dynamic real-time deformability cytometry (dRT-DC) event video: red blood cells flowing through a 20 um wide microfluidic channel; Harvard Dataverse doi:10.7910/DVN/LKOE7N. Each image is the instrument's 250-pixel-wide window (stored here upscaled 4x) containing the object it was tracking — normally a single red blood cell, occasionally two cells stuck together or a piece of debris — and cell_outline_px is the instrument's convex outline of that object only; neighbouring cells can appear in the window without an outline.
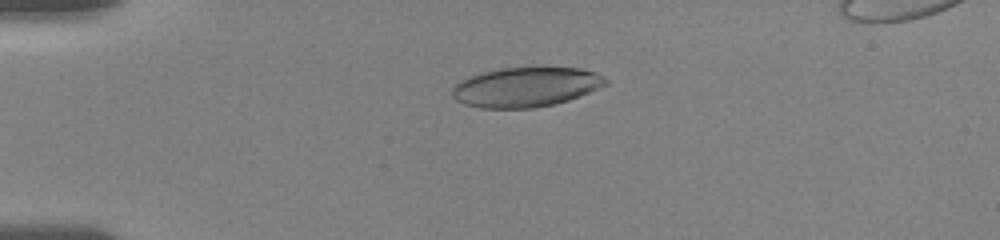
{"species": "human", "species_latin": "Homo sapiens", "temperature_condition": "room temperature", "stored_images_in_passage": 64, "camera_frame_rate_fps": 3000, "um_per_image_px": 0.085, "donor": {"sex": "female"}, "frame": {"image": 1, "passage_image": 13, "time_ms": 4.333, "image_size_px": [1000, 240], "cell_outline_px": [[608, 84], [568, 100], [556, 104], [532, 108], [480, 108], [464, 104], [456, 100], [452, 96], [452, 88], [460, 80], [468, 76], [480, 72], [500, 68], [580, 68], [592, 72], [608, 80]], "centroid_in_image_um": [44.63, 7.41], "position_along_channel_um": 40.4, "area_um2": 35.32}}
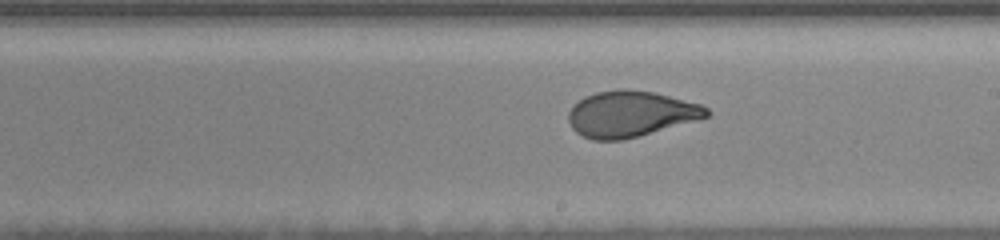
{"frame": {"image": 2, "passage_image": 36, "time_ms": 10.667, "image_size_px": [1000, 240], "cell_outline_px": [[712, 112], [708, 116], [696, 120], [624, 140], [592, 140], [576, 132], [572, 128], [568, 120], [568, 112], [572, 104], [584, 96], [596, 92], [620, 88], [628, 88], [652, 92], [700, 104], [708, 108]], "centroid_in_image_um": [53.55, 9.67], "position_along_channel_um": 235.4, "area_um2": 37.05}}
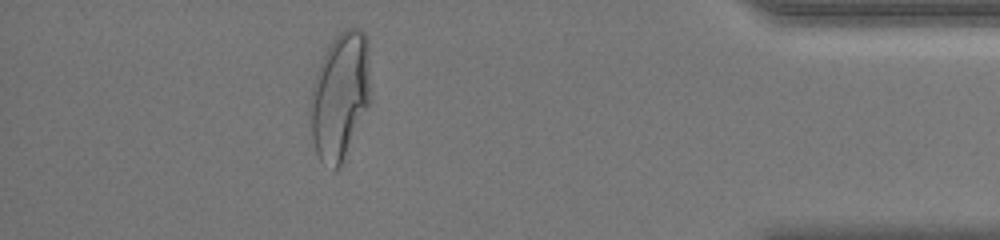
{"frame": {"image": 3, "passage_image": 57, "time_ms": 16.333, "image_size_px": [1000, 240], "cell_outline_px": [[372, 100], [340, 164], [336, 168], [320, 160], [316, 152], [312, 140], [308, 116], [312, 84], [316, 72], [332, 40], [344, 28], [360, 28], [368, 36]], "centroid_in_image_um": [28.92, 8.08], "position_along_channel_um": 406.3, "area_um2": 45.08}, "authors_computed_cell_mechanics": {"area_um2": 37.6278, "velocity_mm_per_s": 3.6845, "shape_relaxation_time_tau1_ms": 6.5735, "shape_relaxation_time_tau2_ms": null, "deformation_change_tau1": 0.2163, "deformation_change_tau2": null}}